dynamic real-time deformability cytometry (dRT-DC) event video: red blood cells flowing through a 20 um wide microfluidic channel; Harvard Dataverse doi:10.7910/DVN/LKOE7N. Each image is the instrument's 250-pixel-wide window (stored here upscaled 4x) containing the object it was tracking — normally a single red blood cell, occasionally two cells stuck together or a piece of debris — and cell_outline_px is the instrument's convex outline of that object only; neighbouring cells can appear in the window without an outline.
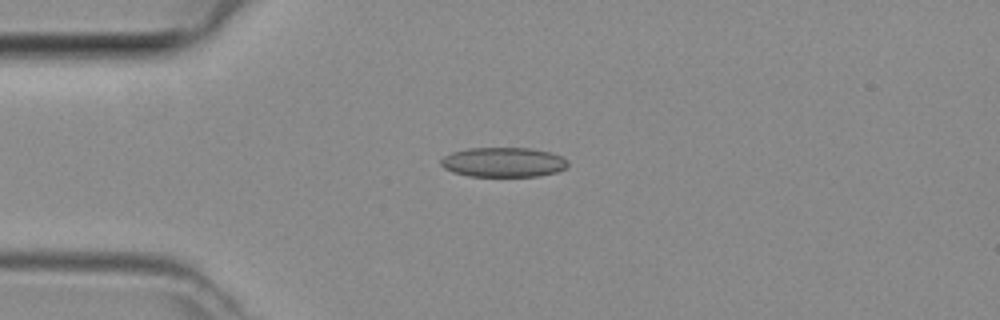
{"species": "common noctule bat (a hibernating species)", "species_latin": "Nyctalus noctula", "temperature_condition": "room temperature", "stored_images_in_passage": 2, "camera_frame_rate_fps": 3000, "um_per_image_px": 0.085, "animal": {"sex": "female", "body_mass_g": 29.2, "forearm_length_mm": 56.3}, "frame": {"image": 1, "passage_image": 2, "time_ms": 0.333, "image_size_px": [1000, 320], "cell_outline_px": [[568, 164], [564, 168], [556, 172], [540, 176], [468, 176], [452, 172], [444, 168], [440, 164], [440, 160], [444, 156], [452, 152], [468, 148], [528, 148], [548, 152], [560, 156], [568, 160]], "centroid_in_image_um": [42.75, 13.79], "position_along_channel_um": 42.3, "area_um2": 21.91}}